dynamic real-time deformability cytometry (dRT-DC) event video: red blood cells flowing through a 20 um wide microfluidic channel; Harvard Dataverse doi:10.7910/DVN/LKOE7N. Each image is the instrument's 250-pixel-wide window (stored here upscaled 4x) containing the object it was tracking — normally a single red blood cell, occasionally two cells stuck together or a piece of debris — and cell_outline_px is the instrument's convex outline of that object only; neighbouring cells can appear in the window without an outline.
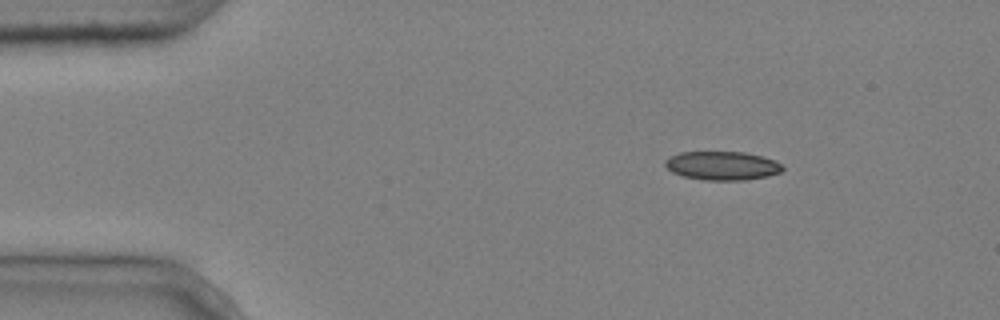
{"species": "common noctule bat (a hibernating species)", "species_latin": "Nyctalus noctula", "temperature_condition": "cold", "stored_images_in_passage": 2, "camera_frame_rate_fps": 3000, "um_per_image_px": 0.085, "animal": {"sex": "male", "body_mass_g": 20.4}, "frame": {"image": 1, "passage_image": 1, "time_ms": 0.0, "image_size_px": [1000, 320], "cell_outline_px": [[784, 168], [780, 172], [768, 176], [744, 180], [704, 180], [684, 176], [672, 172], [664, 164], [664, 160], [680, 152], [744, 152], [764, 156], [780, 164]], "centroid_in_image_um": [61.38, 14.08], "position_along_channel_um": 23.6, "area_um2": 19.54}}